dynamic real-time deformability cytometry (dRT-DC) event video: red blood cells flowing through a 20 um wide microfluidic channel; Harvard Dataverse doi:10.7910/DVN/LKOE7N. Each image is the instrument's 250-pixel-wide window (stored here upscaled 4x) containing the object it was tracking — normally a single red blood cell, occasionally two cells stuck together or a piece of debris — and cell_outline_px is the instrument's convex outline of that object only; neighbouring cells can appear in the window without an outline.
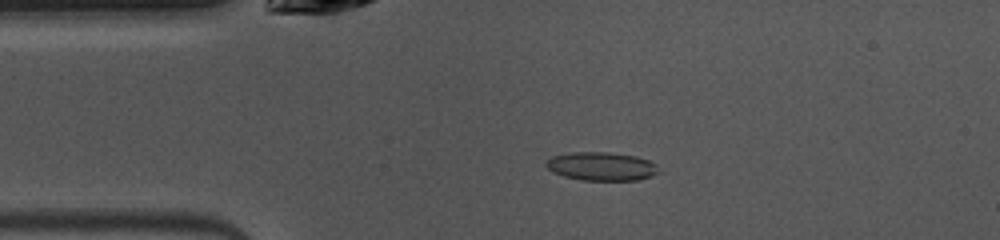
{"species": "common noctule bat (a hibernating species)", "species_latin": "Nyctalus noctula", "temperature_condition": "warm", "stored_images_in_passage": 48, "camera_frame_rate_fps": 3000, "um_per_image_px": 0.085, "animal": {"sex": "female", "body_mass_g": 10.0, "forearm_length_mm": 53.1}, "frame": {"image": 1, "passage_image": 9, "time_ms": 2.667, "image_size_px": [1000, 240], "cell_outline_px": [[656, 172], [652, 176], [636, 180], [584, 180], [564, 176], [548, 168], [544, 164], [544, 160], [552, 156], [568, 152], [608, 152], [636, 156], [648, 160], [656, 164]], "centroid_in_image_um": [51.08, 14.12], "position_along_channel_um": 33.9, "area_um2": 18.55}}
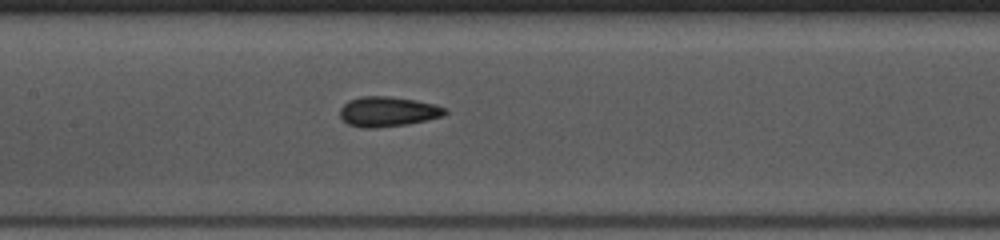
{"frame": {"image": 2, "passage_image": 21, "time_ms": 6.667, "image_size_px": [1000, 240], "cell_outline_px": [[448, 112], [444, 116], [428, 120], [408, 124], [376, 128], [360, 128], [348, 124], [340, 116], [340, 108], [348, 100], [360, 96], [388, 96], [416, 100], [436, 104], [448, 108]], "centroid_in_image_um": [33.0, 9.49], "position_along_channel_um": 174.4, "area_um2": 18.67}}
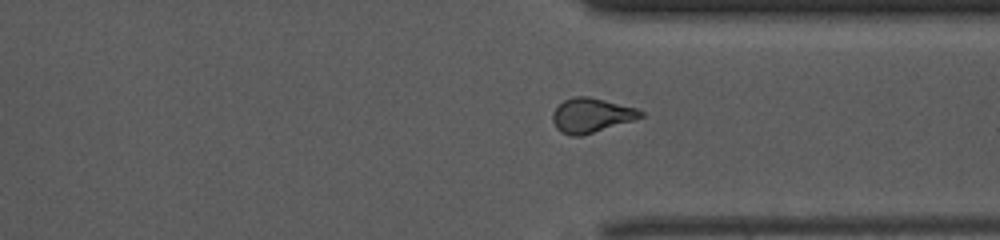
{"frame": {"image": 3, "passage_image": 35, "time_ms": 11.333, "image_size_px": [1000, 240], "cell_outline_px": [[644, 116], [632, 120], [580, 136], [572, 136], [560, 132], [556, 128], [552, 120], [552, 112], [564, 100], [572, 96], [588, 96], [636, 108], [644, 112]], "centroid_in_image_um": [50.22, 9.79], "position_along_channel_um": 361.2, "area_um2": 17.46}, "authors_computed_cell_mechanics": {"area_um2": 17.7446, "velocity_mm_per_s": 4.0133, "shape_relaxation_time_tau1_ms": 8.4302, "shape_relaxation_time_tau2_ms": 1.5027, "deformation_change_tau1": 0.1612, "deformation_change_tau2": 0.0767}}